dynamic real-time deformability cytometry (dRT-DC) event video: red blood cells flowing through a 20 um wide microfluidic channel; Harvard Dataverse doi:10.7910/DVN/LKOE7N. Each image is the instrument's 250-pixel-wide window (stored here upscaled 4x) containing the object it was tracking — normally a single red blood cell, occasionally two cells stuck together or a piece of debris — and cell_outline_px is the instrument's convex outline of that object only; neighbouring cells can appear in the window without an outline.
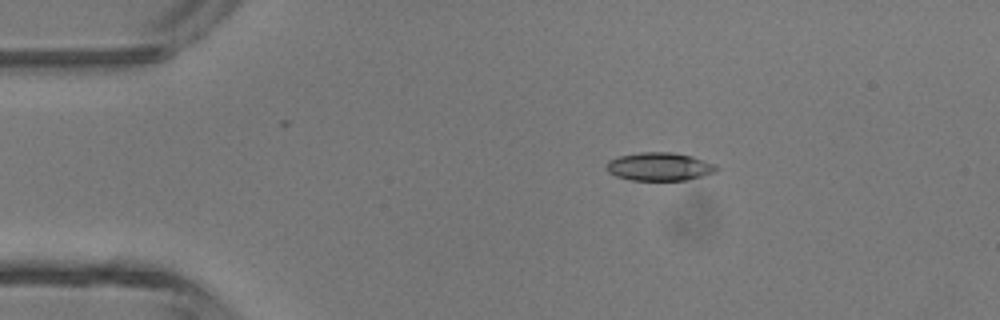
{"species": "common noctule bat (a hibernating species)", "species_latin": "Nyctalus noctula", "temperature_condition": "room temperature", "stored_images_in_passage": 5, "camera_frame_rate_fps": 3000, "um_per_image_px": 0.085, "animal": {"sex": "male", "body_mass_g": 13.3}, "frame": {"image": 1, "passage_image": 3, "time_ms": 0.667, "image_size_px": [1000, 320], "cell_outline_px": [[720, 168], [716, 172], [704, 176], [688, 180], [632, 180], [616, 176], [608, 172], [604, 164], [608, 160], [620, 156], [640, 152], [672, 152], [692, 156], [716, 164]], "centroid_in_image_um": [56.07, 14.16], "position_along_channel_um": 28.9, "area_um2": 18.32}}
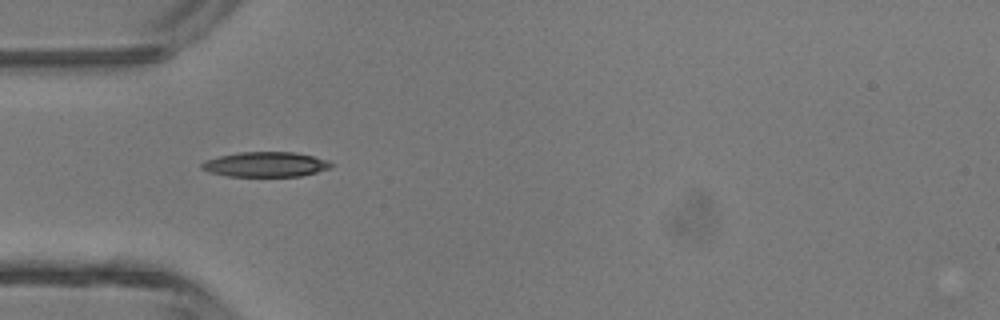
{"frame": {"image": 2, "passage_image": 5, "time_ms": 1.333, "image_size_px": [1000, 320], "cell_outline_px": [[336, 164], [332, 168], [300, 176], [228, 176], [208, 172], [200, 168], [200, 164], [208, 160], [220, 156], [240, 152], [292, 152], [312, 156], [328, 160]], "centroid_in_image_um": [22.61, 13.98], "position_along_channel_um": 62.4, "area_um2": 18.79}}